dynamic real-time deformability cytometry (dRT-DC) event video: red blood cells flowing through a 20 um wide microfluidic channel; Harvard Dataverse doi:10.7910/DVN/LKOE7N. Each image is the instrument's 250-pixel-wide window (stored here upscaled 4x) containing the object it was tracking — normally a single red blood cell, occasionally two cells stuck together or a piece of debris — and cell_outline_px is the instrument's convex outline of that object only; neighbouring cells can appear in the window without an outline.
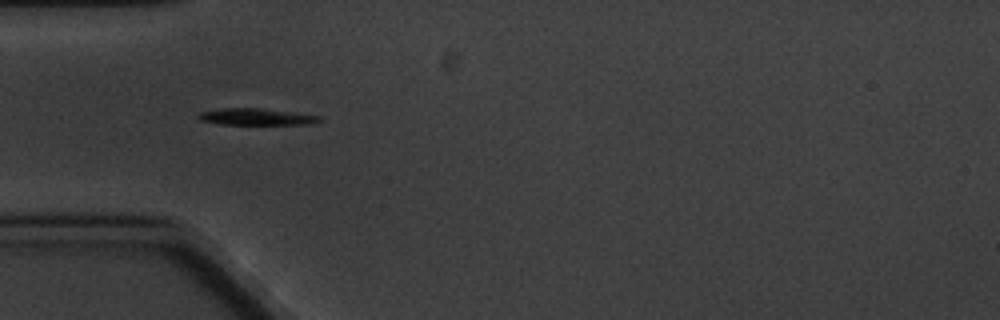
{"species": "common noctule bat (a hibernating species)", "species_latin": "Nyctalus noctula", "temperature_condition": "cold", "stored_images_in_passage": 2, "camera_frame_rate_fps": 3000, "um_per_image_px": 0.085, "animal": {"sex": "male", "body_mass_g": 20.1, "forearm_length_mm": 53.5}, "frame": {"image": 1, "passage_image": 1, "time_ms": 0.0, "image_size_px": [1000, 320], "cell_outline_px": [[320, 120], [308, 124], [220, 124], [200, 120], [196, 116], [200, 112], [220, 108], [264, 108], [320, 116]], "centroid_in_image_um": [21.71, 9.91], "position_along_channel_um": 63.3, "area_um2": 11.62}}